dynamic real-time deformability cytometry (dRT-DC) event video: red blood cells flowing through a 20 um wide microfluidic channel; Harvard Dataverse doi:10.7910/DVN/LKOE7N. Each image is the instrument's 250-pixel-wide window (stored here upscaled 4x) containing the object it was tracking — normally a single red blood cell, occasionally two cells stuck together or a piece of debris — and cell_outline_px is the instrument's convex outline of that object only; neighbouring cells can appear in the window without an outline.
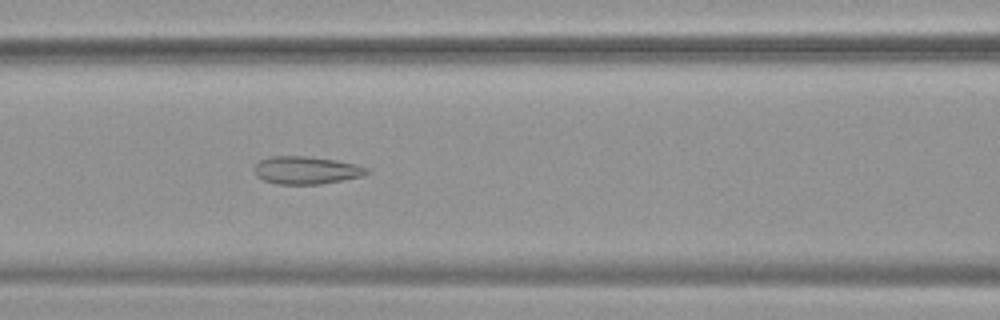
{"species": "common noctule bat (a hibernating species)", "species_latin": "Nyctalus noctula", "temperature_condition": "warm", "stored_images_in_passage": 45, "camera_frame_rate_fps": 3000, "um_per_image_px": 0.085, "animal": {"sex": "female", "body_mass_g": 19.9}, "frame": {"image": 1, "passage_image": 19, "time_ms": 6.0, "image_size_px": [1000, 320], "cell_outline_px": [[372, 172], [364, 176], [320, 184], [276, 184], [264, 180], [256, 176], [256, 164], [260, 160], [268, 156], [308, 156], [336, 160], [356, 164], [368, 168]], "centroid_in_image_um": [26.07, 14.46], "position_along_channel_um": 140.5, "area_um2": 18.26}}
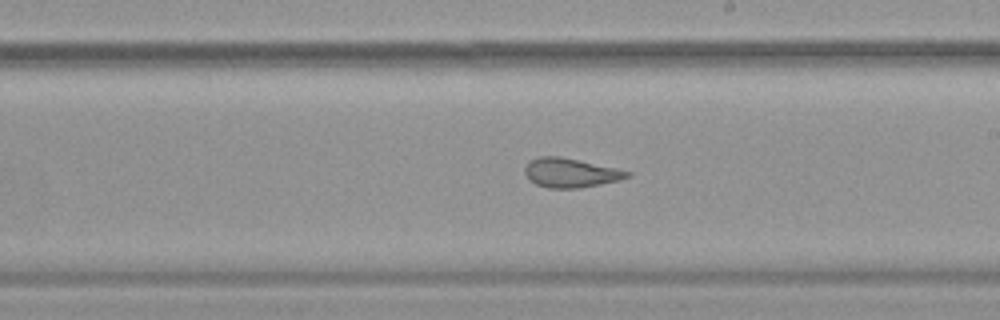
{"frame": {"image": 2, "passage_image": 27, "time_ms": 8.667, "image_size_px": [1000, 320], "cell_outline_px": [[632, 176], [620, 180], [580, 188], [548, 188], [536, 184], [524, 172], [524, 168], [532, 160], [540, 156], [560, 156], [632, 172]], "centroid_in_image_um": [48.52, 14.69], "position_along_channel_um": 240.5, "area_um2": 17.17}}
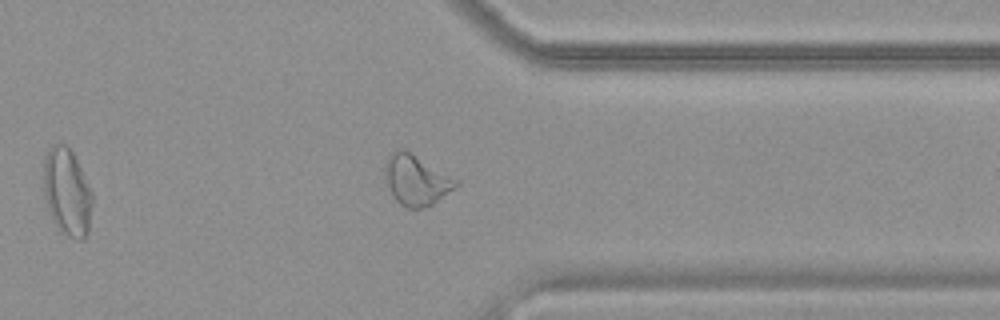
{"frame": {"image": 3, "passage_image": 38, "time_ms": 12.333, "image_size_px": [1000, 320], "cell_outline_px": [[460, 184], [432, 204], [424, 208], [408, 208], [400, 204], [396, 200], [384, 176], [384, 164], [388, 156], [396, 148], [404, 148], [460, 180]], "centroid_in_image_um": [35.38, 15.27], "position_along_channel_um": 376.0, "area_um2": 20.92}, "authors_computed_cell_mechanics": {"area_um2": 20.7502, "velocity_mm_per_s": 3.7664, "shape_relaxation_time_tau1_ms": null, "shape_relaxation_time_tau2_ms": 1.3432, "deformation_change_tau1": null, "deformation_change_tau2": 0.1019}}